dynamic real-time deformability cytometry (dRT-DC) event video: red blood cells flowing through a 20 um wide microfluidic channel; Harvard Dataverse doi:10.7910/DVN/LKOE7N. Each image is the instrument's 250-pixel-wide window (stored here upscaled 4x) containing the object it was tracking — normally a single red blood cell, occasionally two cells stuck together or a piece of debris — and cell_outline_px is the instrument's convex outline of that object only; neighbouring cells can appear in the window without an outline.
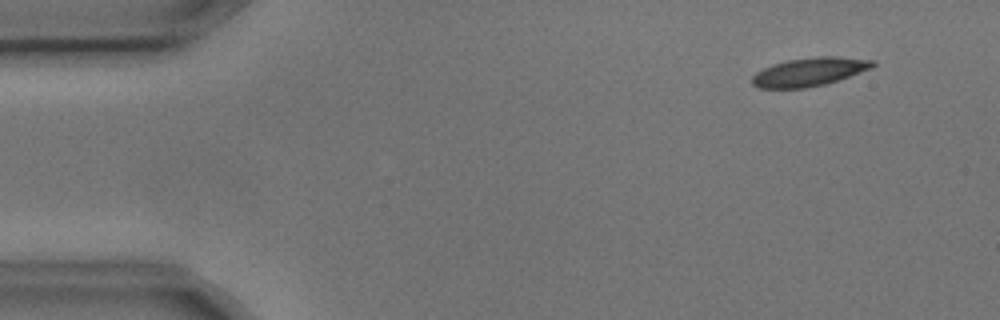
{"species": "common noctule bat (a hibernating species)", "species_latin": "Nyctalus noctula", "temperature_condition": "cold", "stored_images_in_passage": 4, "camera_frame_rate_fps": 3000, "um_per_image_px": 0.085, "animal": {"sex": "male", "body_mass_g": 17.9, "forearm_length_mm": 54.2}, "frame": {"image": 1, "passage_image": 2, "time_ms": 0.333, "image_size_px": [1000, 320], "cell_outline_px": [[876, 64], [872, 68], [824, 84], [804, 88], [760, 88], [752, 84], [752, 76], [756, 72], [772, 64], [788, 60], [820, 56], [836, 56], [876, 60]], "centroid_in_image_um": [68.8, 6.1], "position_along_channel_um": 16.2, "area_um2": 19.83}}